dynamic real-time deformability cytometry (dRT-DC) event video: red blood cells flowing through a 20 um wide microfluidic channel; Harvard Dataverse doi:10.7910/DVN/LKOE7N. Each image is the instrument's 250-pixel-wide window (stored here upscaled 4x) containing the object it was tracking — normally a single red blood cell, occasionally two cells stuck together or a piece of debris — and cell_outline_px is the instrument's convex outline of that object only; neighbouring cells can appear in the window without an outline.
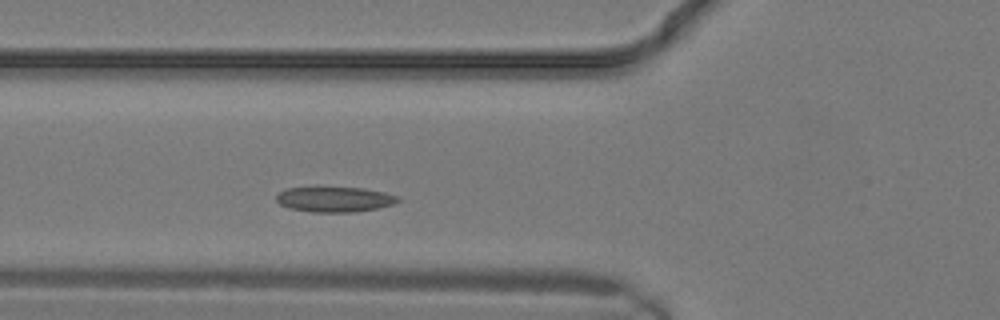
{"species": "common noctule bat (a hibernating species)", "species_latin": "Nyctalus noctula", "temperature_condition": "warm", "stored_images_in_passage": 6, "camera_frame_rate_fps": 3000, "um_per_image_px": 0.085, "animal": {"sex": "male", "body_mass_g": 19.2, "forearm_length_mm": 51.8}, "frame": {"image": 1, "passage_image": 6, "time_ms": 1.667, "image_size_px": [1000, 320], "cell_outline_px": [[400, 200], [392, 204], [376, 208], [352, 212], [312, 212], [288, 208], [280, 204], [276, 200], [276, 196], [280, 192], [288, 188], [316, 184], [364, 188], [384, 192], [400, 196]], "centroid_in_image_um": [28.39, 16.89], "position_along_channel_um": 97.4, "area_um2": 18.73}}